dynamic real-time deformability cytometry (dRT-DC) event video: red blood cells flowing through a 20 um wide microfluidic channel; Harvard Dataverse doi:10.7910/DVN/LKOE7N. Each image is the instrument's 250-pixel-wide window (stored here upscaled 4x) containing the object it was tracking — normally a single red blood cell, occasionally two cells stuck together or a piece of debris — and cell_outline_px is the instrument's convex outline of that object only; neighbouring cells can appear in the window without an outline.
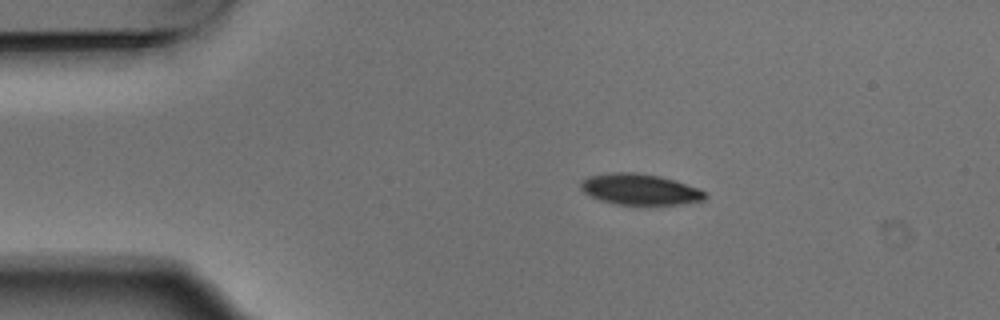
{"species": "Egyptian fruit bat (a non-hibernating species)", "species_latin": "Rousettus aegyptiacus", "temperature_condition": "warm", "stored_images_in_passage": 6, "camera_frame_rate_fps": 3000, "um_per_image_px": 0.085, "animal": {"sex": "male"}, "frame": {"image": 1, "passage_image": 2, "time_ms": 0.333, "image_size_px": [1000, 320], "cell_outline_px": [[708, 196], [704, 200], [680, 204], [616, 204], [600, 200], [584, 192], [580, 188], [580, 180], [588, 176], [616, 172], [636, 172], [660, 176], [676, 180], [708, 192]], "centroid_in_image_um": [54.41, 16.08], "position_along_channel_um": 30.6, "area_um2": 22.48}}
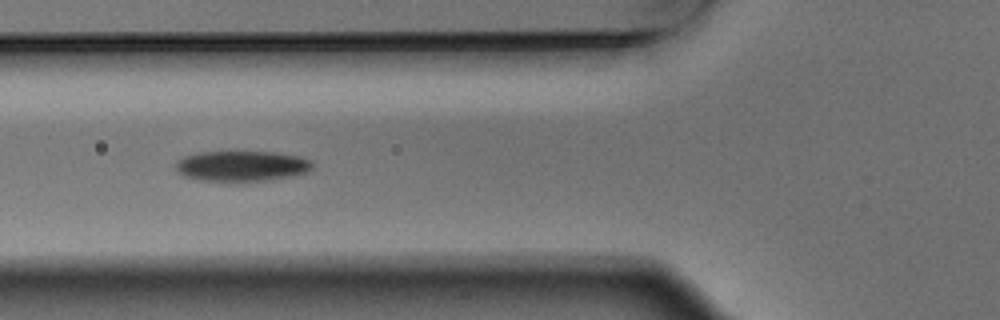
{"frame": {"image": 2, "passage_image": 5, "time_ms": 1.333, "image_size_px": [1000, 320], "cell_outline_px": [[312, 168], [304, 172], [288, 176], [264, 180], [200, 180], [184, 176], [176, 168], [176, 160], [184, 156], [196, 152], [276, 152], [300, 156], [312, 160]], "centroid_in_image_um": [20.52, 14.08], "position_along_channel_um": 105.3, "area_um2": 23.81}}
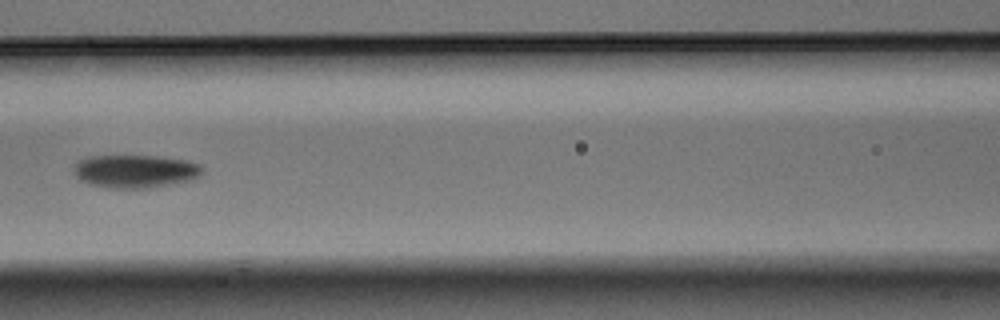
{"frame": {"image": 3, "passage_image": 6, "time_ms": 1.667, "image_size_px": [1000, 320], "cell_outline_px": [[200, 176], [188, 180], [148, 188], [104, 188], [88, 184], [80, 180], [72, 172], [72, 168], [76, 160], [88, 156], [156, 156], [184, 160], [200, 164]], "centroid_in_image_um": [11.37, 14.55], "position_along_channel_um": 155.2, "area_um2": 24.8}}